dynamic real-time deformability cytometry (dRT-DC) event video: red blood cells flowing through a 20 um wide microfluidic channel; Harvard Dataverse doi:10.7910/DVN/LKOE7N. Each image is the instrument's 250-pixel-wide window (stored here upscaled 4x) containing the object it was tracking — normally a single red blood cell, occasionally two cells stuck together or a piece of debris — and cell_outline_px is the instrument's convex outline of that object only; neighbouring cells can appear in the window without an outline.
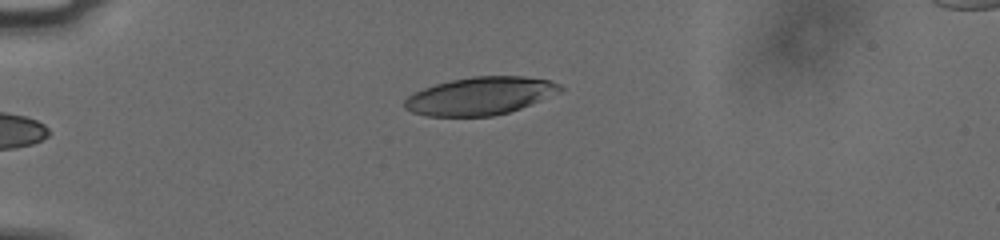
{"species": "human", "species_latin": "Homo sapiens", "temperature_condition": "cold", "stored_images_in_passage": 7, "camera_frame_rate_fps": 3000, "um_per_image_px": 0.085, "donor": {"sex": "male"}, "frame": {"image": 1, "passage_image": 1, "time_ms": 0.0, "image_size_px": [1000, 240], "cell_outline_px": [[564, 88], [560, 92], [520, 108], [508, 112], [492, 116], [424, 116], [412, 112], [404, 108], [404, 100], [408, 96], [424, 88], [436, 84], [452, 80], [472, 76], [524, 76], [548, 80], [560, 84]], "centroid_in_image_um": [40.81, 8.15], "position_along_channel_um": 44.2, "area_um2": 34.1}}
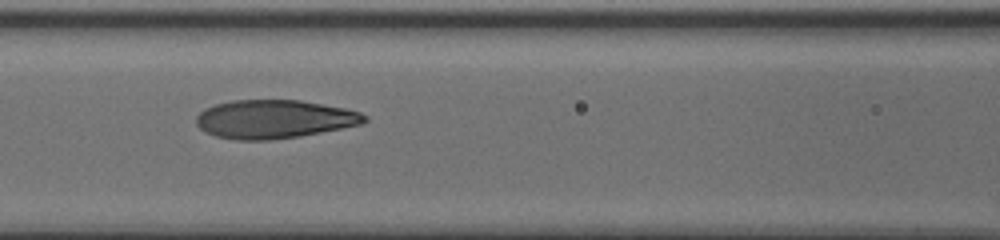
{"frame": {"image": 2, "passage_image": 5, "time_ms": 1.333, "image_size_px": [1000, 240], "cell_outline_px": [[368, 120], [360, 124], [300, 136], [268, 140], [236, 140], [216, 136], [204, 132], [196, 124], [196, 116], [204, 108], [216, 104], [232, 100], [300, 100], [348, 108], [360, 112], [368, 116]], "centroid_in_image_um": [23.3, 10.12], "position_along_channel_um": 143.3, "area_um2": 37.86}}
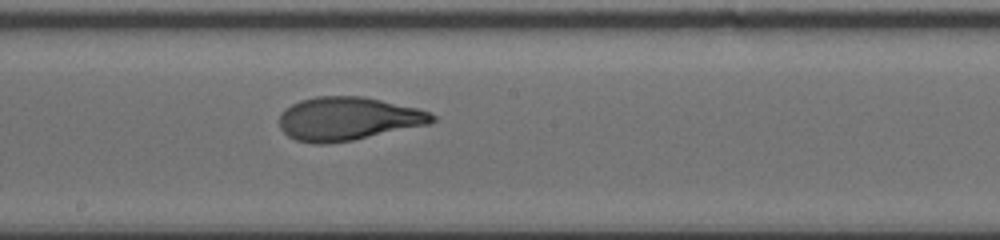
{"frame": {"image": 3, "passage_image": 7, "time_ms": 2.0, "image_size_px": [1000, 240], "cell_outline_px": [[436, 120], [428, 124], [352, 140], [328, 144], [316, 144], [296, 140], [288, 136], [280, 128], [280, 116], [292, 104], [300, 100], [316, 96], [364, 96], [416, 108], [428, 112], [436, 116]], "centroid_in_image_um": [29.56, 10.09], "position_along_channel_um": 218.6, "area_um2": 38.26}}